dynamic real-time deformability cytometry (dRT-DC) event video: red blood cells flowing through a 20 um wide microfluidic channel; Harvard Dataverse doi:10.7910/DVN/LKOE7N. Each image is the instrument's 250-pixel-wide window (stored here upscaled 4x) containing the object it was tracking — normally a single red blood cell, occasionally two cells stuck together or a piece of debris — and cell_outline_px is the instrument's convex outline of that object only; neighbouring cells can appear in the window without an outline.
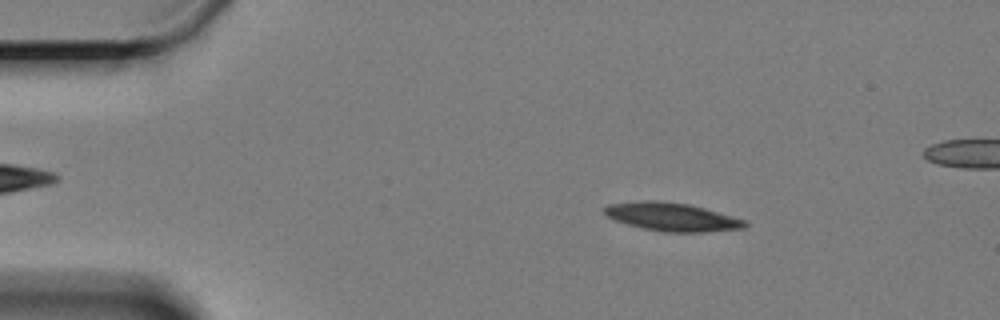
{"species": "Egyptian fruit bat (a non-hibernating species)", "species_latin": "Rousettus aegyptiacus", "temperature_condition": "cold", "stored_images_in_passage": 60, "camera_frame_rate_fps": 3000, "um_per_image_px": 0.085, "animal": {"sex": "female"}, "frame": {"image": 1, "passage_image": 9, "time_ms": 2.667, "image_size_px": [1000, 320], "cell_outline_px": [[748, 224], [744, 228], [704, 232], [664, 232], [644, 228], [628, 224], [616, 220], [608, 216], [604, 212], [604, 208], [608, 204], [644, 200], [652, 200], [688, 204], [704, 208], [748, 220]], "centroid_in_image_um": [57.16, 18.44], "position_along_channel_um": 27.8, "area_um2": 23.0}}
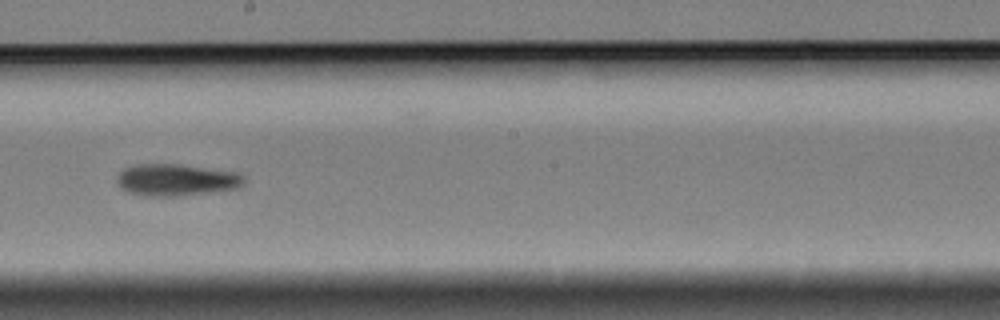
{"frame": {"image": 2, "passage_image": 33, "time_ms": 10.667, "image_size_px": [1000, 320], "cell_outline_px": [[244, 184], [240, 188], [208, 192], [172, 196], [148, 196], [128, 192], [120, 188], [116, 180], [116, 176], [124, 168], [136, 164], [176, 164], [236, 172], [244, 176]], "centroid_in_image_um": [14.95, 15.29], "position_along_channel_um": 233.2, "area_um2": 23.47}}
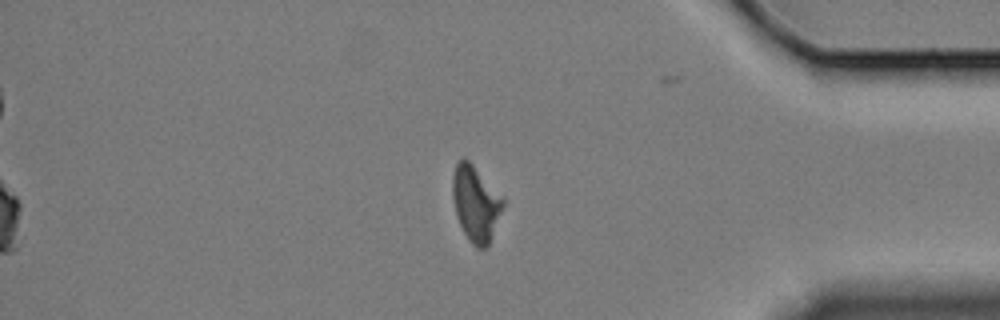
{"frame": {"image": 3, "passage_image": 50, "time_ms": 16.333, "image_size_px": [1000, 320], "cell_outline_px": [[504, 208], [488, 244], [484, 248], [476, 248], [468, 240], [456, 216], [452, 196], [452, 176], [456, 164], [464, 156], [472, 164], [504, 200]], "centroid_in_image_um": [40.41, 17.31], "position_along_channel_um": 394.8, "area_um2": 21.91}}